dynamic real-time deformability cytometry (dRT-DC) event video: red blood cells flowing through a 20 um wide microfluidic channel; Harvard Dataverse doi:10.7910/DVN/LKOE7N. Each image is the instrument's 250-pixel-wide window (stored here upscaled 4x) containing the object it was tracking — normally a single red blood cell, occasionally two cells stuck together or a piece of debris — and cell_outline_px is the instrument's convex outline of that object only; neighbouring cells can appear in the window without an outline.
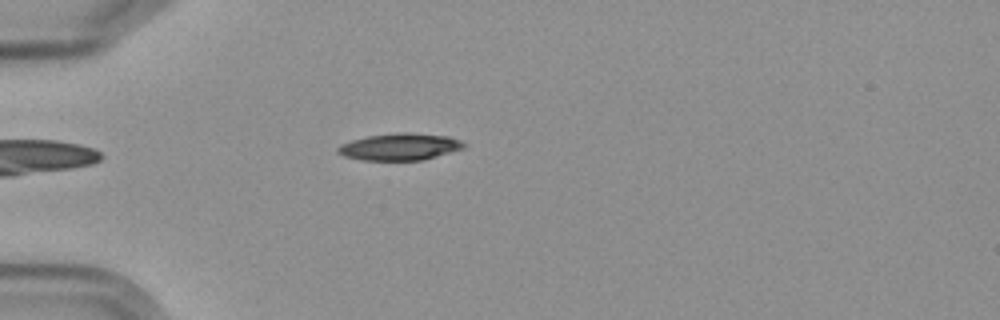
{"species": "Egyptian fruit bat (a non-hibernating species)", "species_latin": "Rousettus aegyptiacus", "temperature_condition": "cold", "stored_images_in_passage": 1, "camera_frame_rate_fps": 3000, "um_per_image_px": 0.085, "frame": {"image": 1, "passage_image": 1, "time_ms": 0.0, "image_size_px": [1000, 320], "cell_outline_px": [[464, 148], [424, 160], [360, 160], [344, 156], [336, 152], [336, 148], [340, 144], [352, 140], [368, 136], [396, 132], [408, 132], [448, 136], [460, 140], [464, 144]], "centroid_in_image_um": [33.95, 12.47], "position_along_channel_um": 51.1, "area_um2": 19.83}}